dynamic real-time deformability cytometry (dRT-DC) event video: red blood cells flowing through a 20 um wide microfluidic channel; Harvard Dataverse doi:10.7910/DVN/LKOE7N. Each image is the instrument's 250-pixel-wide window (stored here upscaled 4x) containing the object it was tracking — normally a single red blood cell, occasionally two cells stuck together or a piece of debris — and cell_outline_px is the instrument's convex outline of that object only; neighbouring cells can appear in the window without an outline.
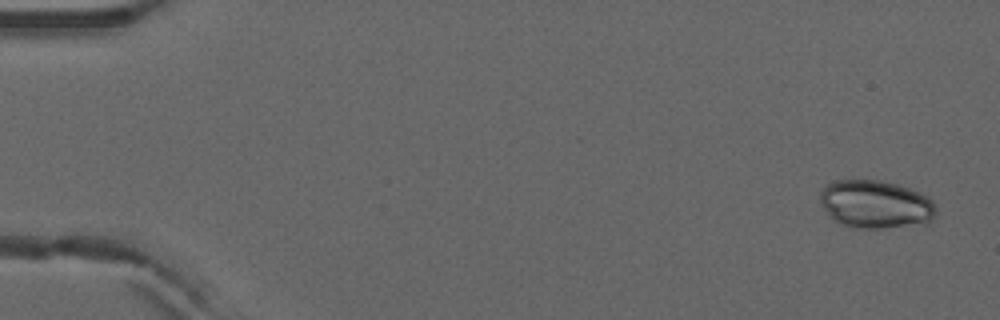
{"species": "common noctule bat (a hibernating species)", "species_latin": "Nyctalus noctula", "temperature_condition": "warm", "stored_images_in_passage": 4, "camera_frame_rate_fps": 3000, "um_per_image_px": 0.085, "animal": {"sex": "male", "forearm_length_mm": 52.5}, "frame": {"image": 1, "passage_image": 1, "time_ms": 0.0, "image_size_px": [1000, 320], "cell_outline_px": [[936, 216], [928, 224], [880, 228], [856, 228], [844, 224], [836, 220], [820, 204], [820, 192], [828, 184], [836, 180], [880, 180], [896, 184], [920, 192], [932, 200], [936, 208]], "centroid_in_image_um": [74.48, 17.37], "position_along_channel_um": 10.5, "area_um2": 32.43}}